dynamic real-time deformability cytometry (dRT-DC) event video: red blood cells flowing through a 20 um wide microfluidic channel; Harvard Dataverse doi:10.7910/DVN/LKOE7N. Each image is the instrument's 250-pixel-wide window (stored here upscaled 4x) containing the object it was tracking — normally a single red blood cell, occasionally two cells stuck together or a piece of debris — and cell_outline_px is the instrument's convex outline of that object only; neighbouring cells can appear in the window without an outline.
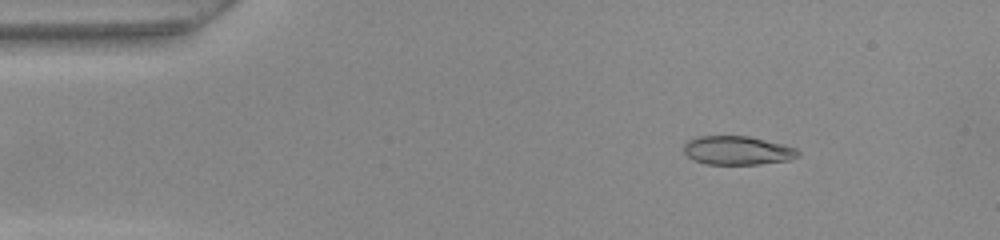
{"species": "common noctule bat (a hibernating species)", "species_latin": "Nyctalus noctula", "temperature_condition": "warm", "stored_images_in_passage": 51, "camera_frame_rate_fps": 3000, "um_per_image_px": 0.085, "animal": {"sex": "female", "body_mass_g": 22.0, "forearm_length_mm": 56.7}, "frame": {"image": 1, "passage_image": 7, "time_ms": 2.0, "image_size_px": [1000, 240], "cell_outline_px": [[800, 156], [788, 160], [760, 164], [708, 164], [692, 160], [684, 152], [684, 144], [688, 140], [696, 136], [748, 136], [784, 144], [796, 148], [800, 152]], "centroid_in_image_um": [62.69, 12.78], "position_along_channel_um": 22.3, "area_um2": 19.25}}
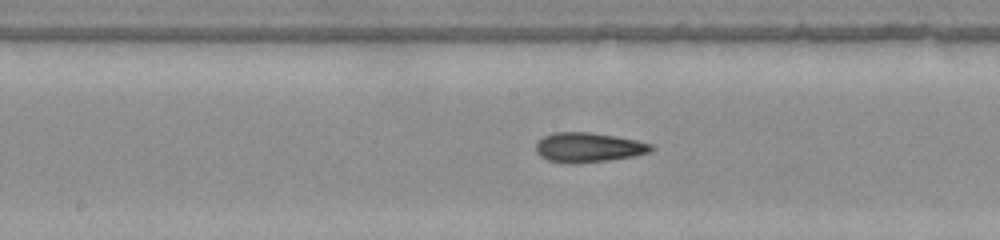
{"frame": {"image": 2, "passage_image": 26, "time_ms": 8.333, "image_size_px": [1000, 240], "cell_outline_px": [[656, 148], [648, 152], [636, 156], [608, 160], [576, 164], [568, 164], [548, 160], [540, 156], [536, 152], [536, 144], [544, 136], [552, 132], [588, 132], [636, 140], [652, 144]], "centroid_in_image_um": [50.0, 12.54], "position_along_channel_um": 198.2, "area_um2": 19.94}}
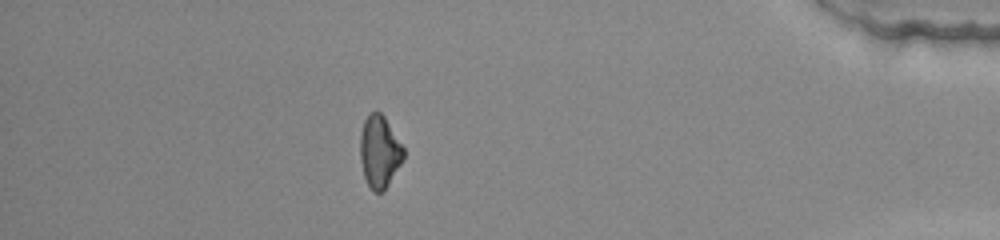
{"frame": {"image": 3, "passage_image": 45, "time_ms": 14.667, "image_size_px": [1000, 240], "cell_outline_px": [[404, 160], [384, 192], [372, 192], [364, 176], [360, 160], [360, 132], [364, 120], [372, 112], [380, 112], [384, 116], [404, 148]], "centroid_in_image_um": [32.26, 12.93], "position_along_channel_um": 402.9, "area_um2": 18.38}, "authors_computed_cell_mechanics": {"area_um2": 19.3052, "velocity_mm_per_s": 3.9693, "shape_relaxation_time_tau1_ms": null, "shape_relaxation_time_tau2_ms": 2.5124, "deformation_change_tau1": null, "deformation_change_tau2": 0.0855}}